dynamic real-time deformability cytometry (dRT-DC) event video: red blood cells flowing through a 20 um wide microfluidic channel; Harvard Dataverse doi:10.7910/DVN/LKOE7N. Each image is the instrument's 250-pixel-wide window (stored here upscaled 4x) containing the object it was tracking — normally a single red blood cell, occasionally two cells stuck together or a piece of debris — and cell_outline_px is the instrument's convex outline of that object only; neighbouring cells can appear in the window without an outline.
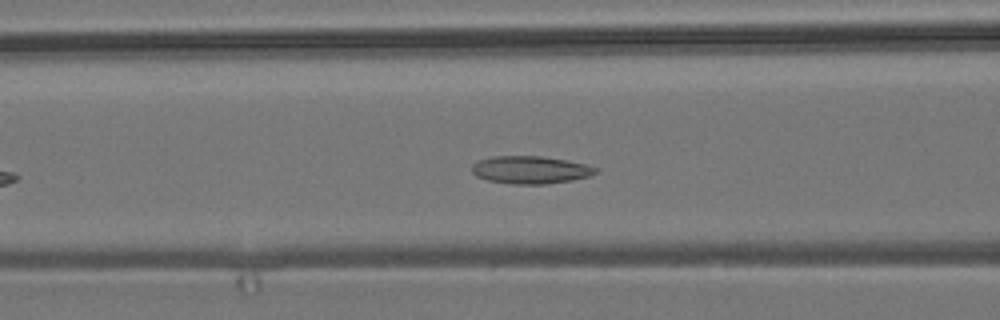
{"species": "common noctule bat (a hibernating species)", "species_latin": "Nyctalus noctula", "temperature_condition": "room temperature", "stored_images_in_passage": 42, "camera_frame_rate_fps": 3000, "um_per_image_px": 0.085, "animal": {"sex": "male", "body_mass_g": 19.2, "forearm_length_mm": 51.8}, "frame": {"image": 1, "passage_image": 12, "time_ms": 3.667, "image_size_px": [1000, 320], "cell_outline_px": [[596, 172], [588, 176], [572, 180], [544, 184], [512, 184], [488, 180], [476, 176], [472, 172], [472, 164], [480, 160], [492, 156], [540, 156], [568, 160], [584, 164], [596, 168]], "centroid_in_image_um": [45.05, 14.43], "position_along_channel_um": 121.6, "area_um2": 19.77}}
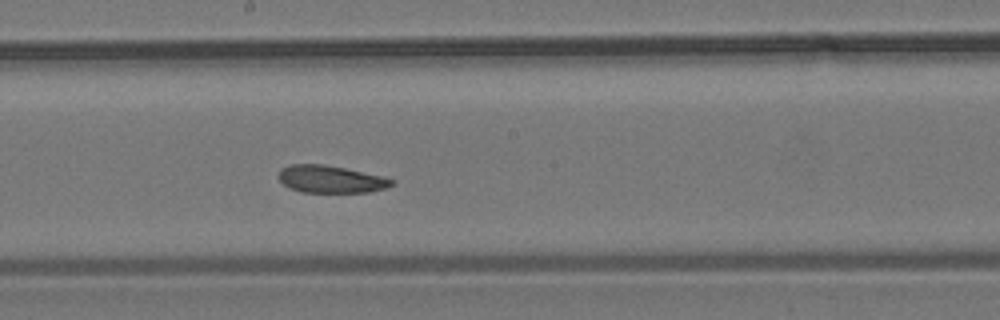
{"frame": {"image": 2, "passage_image": 20, "time_ms": 6.333, "image_size_px": [1000, 320], "cell_outline_px": [[396, 184], [384, 188], [368, 192], [300, 192], [288, 188], [276, 176], [280, 168], [292, 164], [324, 164], [344, 168], [380, 176], [396, 180]], "centroid_in_image_um": [28.06, 15.23], "position_along_channel_um": 220.1, "area_um2": 18.09}}
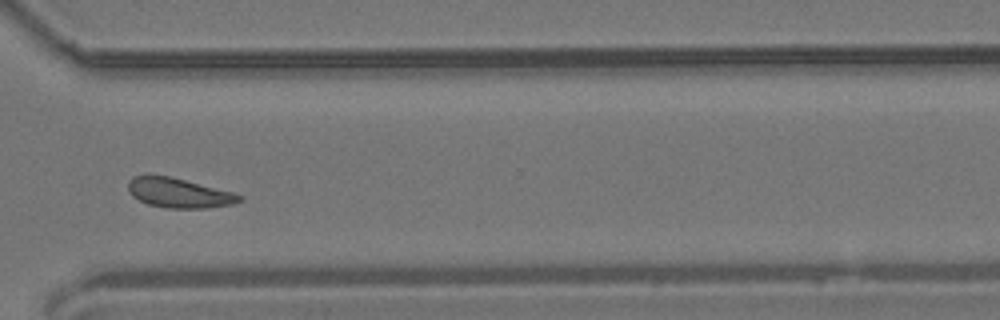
{"frame": {"image": 3, "passage_image": 31, "time_ms": 10.0, "image_size_px": [1000, 320], "cell_outline_px": [[244, 200], [232, 204], [204, 208], [168, 208], [148, 204], [132, 196], [128, 188], [128, 180], [132, 176], [148, 172], [168, 176], [232, 192], [244, 196]], "centroid_in_image_um": [15.14, 16.37], "position_along_channel_um": 355.5, "area_um2": 19.42}, "authors_computed_cell_mechanics": {"area_um2": 19.2474, "velocity_mm_per_s": 3.6915, "shape_relaxation_time_tau1_ms": 7.8369, "shape_relaxation_time_tau2_ms": 8.7402, "deformation_change_tau1": 0.1121, "deformation_change_tau2": 0.1714}}